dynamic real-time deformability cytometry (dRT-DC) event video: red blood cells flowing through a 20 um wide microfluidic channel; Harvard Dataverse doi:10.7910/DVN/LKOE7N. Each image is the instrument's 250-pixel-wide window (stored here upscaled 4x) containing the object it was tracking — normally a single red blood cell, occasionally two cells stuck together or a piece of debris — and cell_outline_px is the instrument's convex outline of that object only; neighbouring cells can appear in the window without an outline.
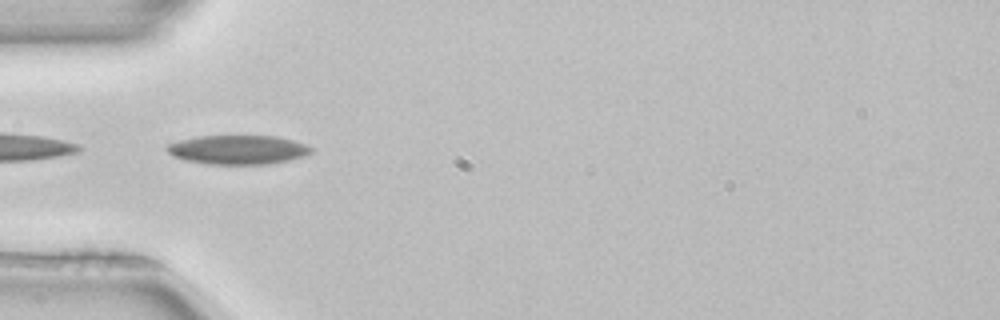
{"species": "common noctule bat (a hibernating species)", "species_latin": "Nyctalus noctula", "temperature_condition": "room temperature", "stored_images_in_passage": 18, "camera_frame_rate_fps": 3000, "um_per_image_px": 0.085, "animal": {"sex": "female", "body_mass_g": 22.7, "forearm_length_mm": 54.2}, "frame": {"image": 1, "passage_image": 15, "time_ms": 4.667, "image_size_px": [1000, 320], "cell_outline_px": [[312, 152], [304, 156], [288, 160], [268, 164], [208, 164], [184, 160], [172, 156], [164, 148], [168, 144], [180, 140], [196, 136], [276, 136], [292, 140], [304, 144], [312, 148]], "centroid_in_image_um": [20.18, 12.73], "position_along_channel_um": 64.8, "area_um2": 24.45}}